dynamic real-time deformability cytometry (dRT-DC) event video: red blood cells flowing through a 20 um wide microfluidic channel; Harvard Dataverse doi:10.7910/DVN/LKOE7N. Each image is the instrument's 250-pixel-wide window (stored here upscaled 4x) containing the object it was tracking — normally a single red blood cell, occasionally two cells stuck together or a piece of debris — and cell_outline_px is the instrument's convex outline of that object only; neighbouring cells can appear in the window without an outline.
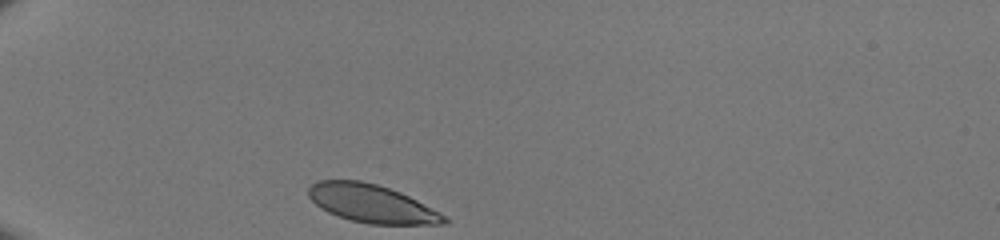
{"species": "human", "species_latin": "Homo sapiens", "temperature_condition": "room temperature", "stored_images_in_passage": 28, "camera_frame_rate_fps": 3000, "um_per_image_px": 0.085, "donor": {"sex": "male"}, "frame": {"image": 1, "passage_image": 1, "time_ms": 0.0, "image_size_px": [1000, 240], "cell_outline_px": [[448, 220], [444, 224], [368, 224], [352, 220], [328, 212], [316, 204], [308, 196], [308, 188], [312, 184], [320, 180], [360, 180], [376, 184], [400, 192], [416, 200], [444, 216]], "centroid_in_image_um": [31.55, 17.3], "position_along_channel_um": 53.5, "area_um2": 29.54}}
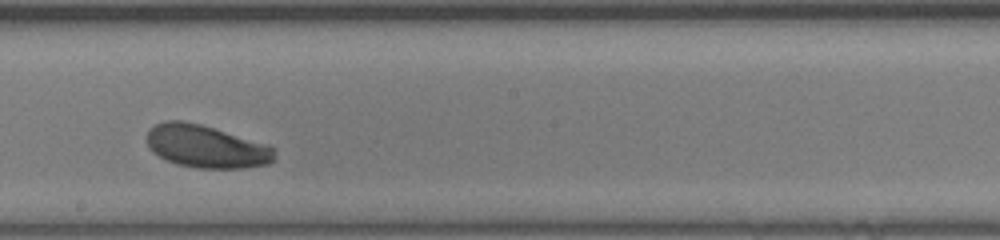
{"frame": {"image": 2, "passage_image": 16, "time_ms": 5.0, "image_size_px": [1000, 240], "cell_outline_px": [[276, 160], [268, 164], [244, 168], [196, 168], [176, 164], [152, 152], [148, 144], [148, 128], [164, 120], [184, 120], [200, 124], [268, 144], [276, 148]], "centroid_in_image_um": [17.56, 12.45], "position_along_channel_um": 230.6, "area_um2": 32.02}}
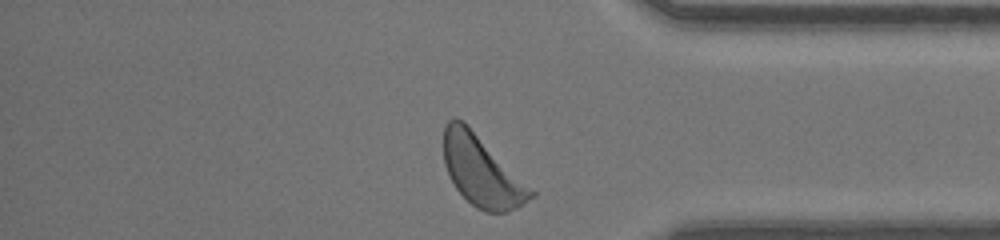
{"frame": {"image": 3, "passage_image": 28, "time_ms": 9.0, "image_size_px": [1000, 240], "cell_outline_px": [[536, 196], [524, 204], [508, 212], [484, 212], [476, 208], [456, 188], [448, 176], [444, 164], [444, 124], [452, 116], [456, 116], [464, 120], [536, 192]], "centroid_in_image_um": [40.94, 14.52], "position_along_channel_um": 394.3, "area_um2": 36.07}}